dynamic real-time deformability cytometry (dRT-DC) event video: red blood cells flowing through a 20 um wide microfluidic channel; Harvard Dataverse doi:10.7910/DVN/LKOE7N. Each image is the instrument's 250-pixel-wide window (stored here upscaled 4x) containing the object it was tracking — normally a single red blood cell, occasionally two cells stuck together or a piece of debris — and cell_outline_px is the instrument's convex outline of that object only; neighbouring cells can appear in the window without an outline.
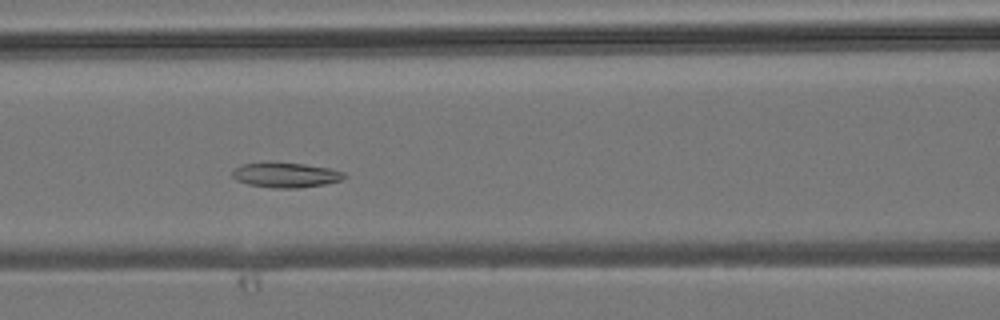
{"species": "common noctule bat (a hibernating species)", "species_latin": "Nyctalus noctula", "temperature_condition": "room temperature", "stored_images_in_passage": 37, "camera_frame_rate_fps": 3000, "um_per_image_px": 0.085, "animal": {"sex": "male", "body_mass_g": 19.2, "forearm_length_mm": 51.8}, "frame": {"image": 1, "passage_image": 16, "time_ms": 5.0, "image_size_px": [1000, 320], "cell_outline_px": [[348, 176], [340, 180], [324, 184], [296, 188], [272, 188], [248, 184], [236, 180], [232, 176], [232, 172], [240, 164], [264, 160], [272, 160], [304, 164], [328, 168], [344, 172]], "centroid_in_image_um": [24.22, 14.83], "position_along_channel_um": 142.4, "area_um2": 16.76}}
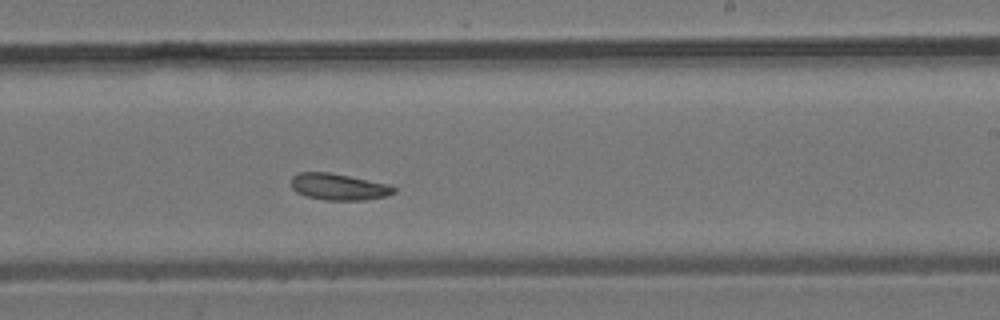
{"frame": {"image": 2, "passage_image": 24, "time_ms": 7.667, "image_size_px": [1000, 320], "cell_outline_px": [[396, 192], [384, 196], [364, 200], [324, 200], [308, 196], [296, 192], [292, 188], [292, 176], [300, 172], [328, 172], [392, 184], [396, 188]], "centroid_in_image_um": [28.82, 15.87], "position_along_channel_um": 260.2, "area_um2": 15.9}}
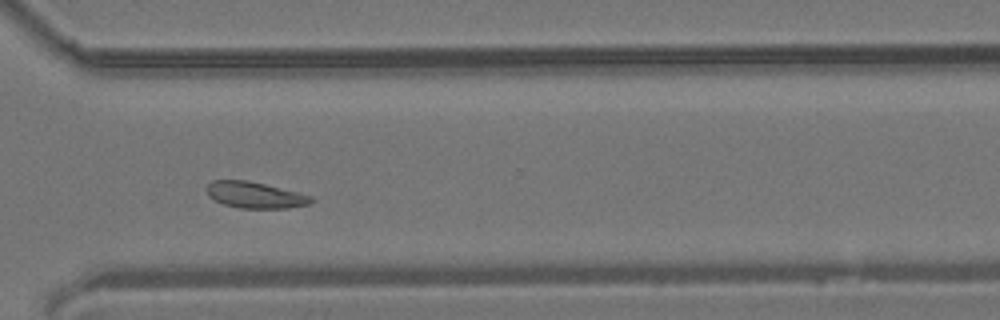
{"frame": {"image": 3, "passage_image": 30, "time_ms": 9.667, "image_size_px": [1000, 320], "cell_outline_px": [[316, 200], [308, 204], [288, 208], [240, 208], [224, 204], [208, 196], [204, 188], [212, 180], [248, 180], [312, 196]], "centroid_in_image_um": [21.65, 16.57], "position_along_channel_um": 349.0, "area_um2": 15.95}}